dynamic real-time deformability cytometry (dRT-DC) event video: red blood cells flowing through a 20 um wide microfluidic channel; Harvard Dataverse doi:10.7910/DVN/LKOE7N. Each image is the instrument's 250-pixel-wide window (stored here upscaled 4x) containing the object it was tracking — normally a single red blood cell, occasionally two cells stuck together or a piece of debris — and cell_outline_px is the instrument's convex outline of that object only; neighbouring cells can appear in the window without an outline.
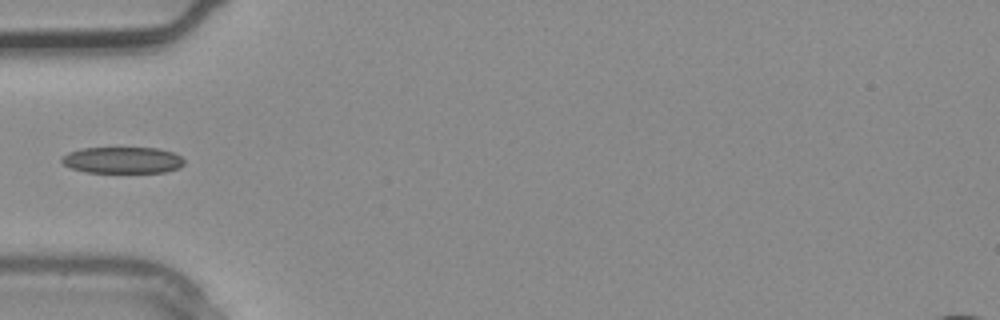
{"species": "common noctule bat (a hibernating species)", "species_latin": "Nyctalus noctula", "temperature_condition": "warm", "stored_images_in_passage": 4, "camera_frame_rate_fps": 3000, "um_per_image_px": 0.085, "animal": {"sex": "male", "body_mass_g": 20.4}, "frame": {"image": 1, "passage_image": 4, "time_ms": 1.0, "image_size_px": [1000, 320], "cell_outline_px": [[184, 164], [180, 168], [164, 172], [88, 172], [72, 168], [64, 164], [60, 160], [60, 156], [68, 152], [84, 148], [156, 148], [172, 152], [180, 156], [184, 160]], "centroid_in_image_um": [10.41, 13.61], "position_along_channel_um": 74.6, "area_um2": 18.79}}